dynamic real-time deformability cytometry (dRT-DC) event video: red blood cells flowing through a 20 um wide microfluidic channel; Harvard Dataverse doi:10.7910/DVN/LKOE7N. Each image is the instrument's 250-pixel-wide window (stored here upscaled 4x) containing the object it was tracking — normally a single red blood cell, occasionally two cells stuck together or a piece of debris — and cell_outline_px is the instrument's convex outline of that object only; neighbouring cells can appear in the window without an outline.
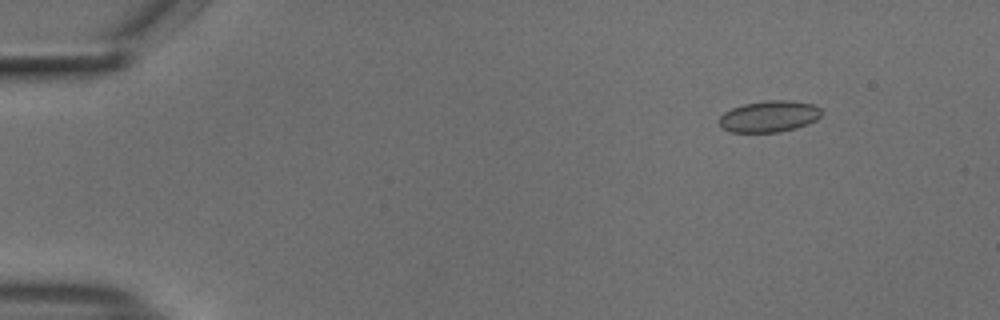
{"species": "common noctule bat (a hibernating species)", "species_latin": "Nyctalus noctula", "temperature_condition": "cold", "stored_images_in_passage": 54, "camera_frame_rate_fps": 3000, "um_per_image_px": 0.085, "animal": {"sex": "male", "body_mass_g": 18.8}, "frame": {"image": 1, "passage_image": 6, "time_ms": 1.667, "image_size_px": [1000, 320], "cell_outline_px": [[824, 112], [816, 120], [808, 124], [796, 128], [780, 132], [732, 132], [724, 128], [720, 124], [720, 116], [724, 112], [732, 108], [744, 104], [764, 100], [788, 100], [812, 104], [820, 108]], "centroid_in_image_um": [65.41, 9.89], "position_along_channel_um": 19.6, "area_um2": 18.73}}
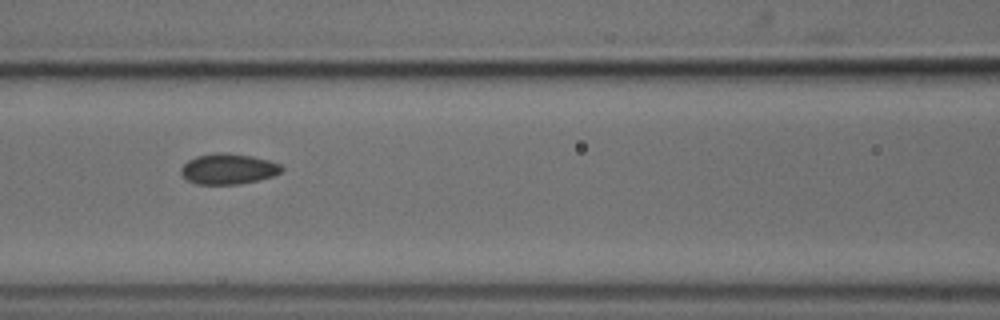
{"frame": {"image": 2, "passage_image": 24, "time_ms": 7.667, "image_size_px": [1000, 320], "cell_outline_px": [[284, 168], [280, 172], [272, 176], [240, 184], [196, 184], [180, 176], [180, 168], [188, 160], [196, 156], [212, 152], [228, 152], [252, 156], [268, 160], [280, 164]], "centroid_in_image_um": [19.35, 14.34], "position_along_channel_um": 147.2, "area_um2": 18.09}}
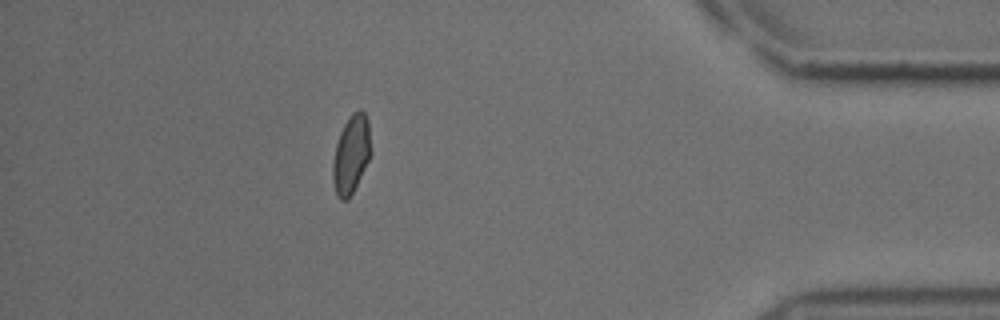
{"frame": {"image": 3, "passage_image": 48, "time_ms": 15.667, "image_size_px": [1000, 320], "cell_outline_px": [[372, 152], [348, 200], [340, 200], [336, 196], [332, 180], [332, 164], [336, 144], [340, 132], [344, 124], [352, 112], [360, 108], [364, 112], [368, 120]], "centroid_in_image_um": [29.84, 13.1], "position_along_channel_um": 405.4, "area_um2": 17.46}, "authors_computed_cell_mechanics": {"area_um2": 17.6579, "velocity_mm_per_s": 3.7422, "shape_relaxation_time_tau1_ms": null, "shape_relaxation_time_tau2_ms": 1.8809, "deformation_change_tau1": null, "deformation_change_tau2": 0.0542}}